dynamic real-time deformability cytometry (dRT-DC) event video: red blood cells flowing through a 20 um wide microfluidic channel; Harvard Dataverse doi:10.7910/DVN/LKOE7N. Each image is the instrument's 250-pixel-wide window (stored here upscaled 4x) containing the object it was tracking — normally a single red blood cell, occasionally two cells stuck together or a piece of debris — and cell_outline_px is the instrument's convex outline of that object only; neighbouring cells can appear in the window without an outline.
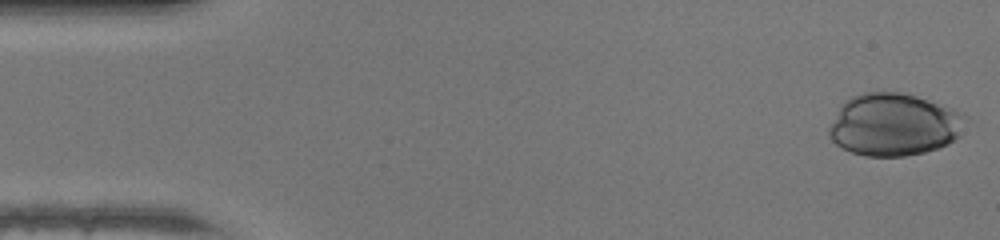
{"species": "human", "species_latin": "Homo sapiens", "temperature_condition": "warm", "stored_images_in_passage": 46, "camera_frame_rate_fps": 3000, "um_per_image_px": 0.085, "donor": {"sex": "female"}, "frame": {"image": 1, "passage_image": 1, "time_ms": 0.0, "image_size_px": [1000, 240], "cell_outline_px": [[968, 120], [960, 136], [948, 144], [940, 148], [924, 152], [904, 156], [864, 156], [852, 152], [836, 144], [832, 140], [828, 132], [828, 128], [840, 104], [844, 100], [852, 96], [864, 92], [900, 92], [916, 96], [964, 112], [968, 116]], "centroid_in_image_um": [76.02, 10.59], "position_along_channel_um": 9.0, "area_um2": 50.17}}
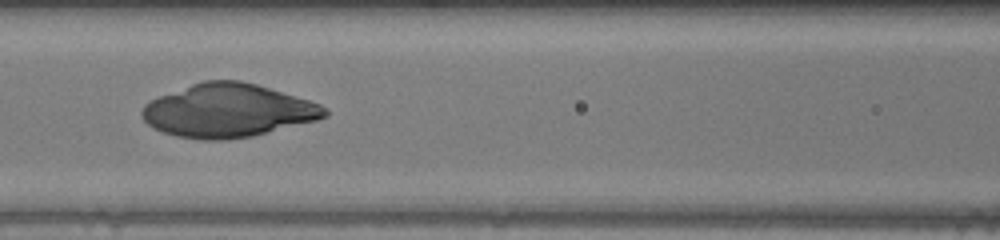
{"frame": {"image": 2, "passage_image": 20, "time_ms": 6.333, "image_size_px": [1000, 240], "cell_outline_px": [[328, 116], [316, 120], [252, 136], [224, 140], [200, 140], [176, 136], [152, 128], [140, 116], [140, 112], [144, 104], [148, 100], [192, 84], [204, 80], [240, 80], [256, 84], [308, 100], [320, 104], [328, 112]], "centroid_in_image_um": [19.32, 9.41], "position_along_channel_um": 147.3, "area_um2": 56.64}}
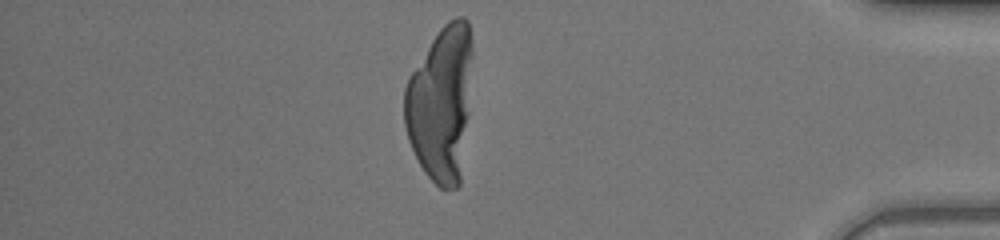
{"frame": {"image": 3, "passage_image": 40, "time_ms": 13.0, "image_size_px": [1000, 240], "cell_outline_px": [[472, 60], [468, 116], [460, 184], [456, 188], [440, 188], [424, 172], [408, 140], [404, 124], [404, 88], [408, 76], [440, 28], [448, 20], [456, 16], [464, 16], [468, 20], [472, 40]], "centroid_in_image_um": [37.48, 8.76], "position_along_channel_um": 397.7, "area_um2": 61.85}}